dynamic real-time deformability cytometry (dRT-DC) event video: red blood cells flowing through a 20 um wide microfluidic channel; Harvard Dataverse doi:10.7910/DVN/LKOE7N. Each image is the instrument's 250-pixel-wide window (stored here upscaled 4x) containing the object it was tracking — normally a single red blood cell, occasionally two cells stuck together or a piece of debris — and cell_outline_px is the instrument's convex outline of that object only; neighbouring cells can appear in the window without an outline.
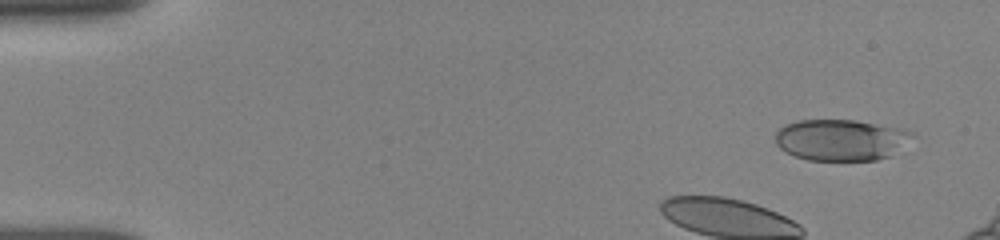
{"species": "human", "species_latin": "Homo sapiens", "temperature_condition": "room temperature", "stored_images_in_passage": 31, "camera_frame_rate_fps": 3000, "um_per_image_px": 0.085, "donor": {"sex": "female"}, "frame": {"image": 1, "passage_image": 1, "time_ms": 0.0, "image_size_px": [1000, 240], "cell_outline_px": [[916, 136], [888, 156], [876, 160], [808, 160], [796, 156], [780, 148], [776, 144], [776, 132], [784, 124], [796, 120], [856, 120], [908, 128]], "centroid_in_image_um": [71.51, 11.87], "position_along_channel_um": 13.5, "area_um2": 33.12}}
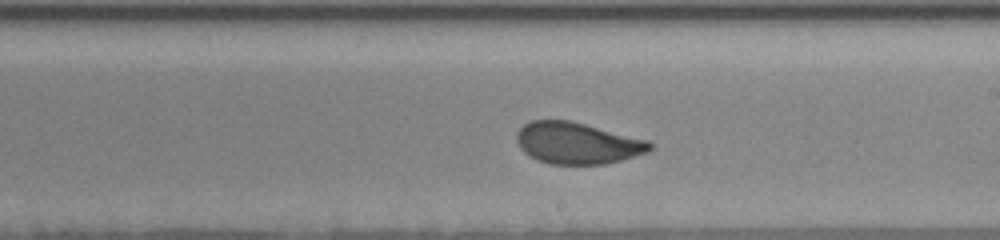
{"frame": {"image": 2, "passage_image": 19, "time_ms": 8.0, "image_size_px": [1000, 240], "cell_outline_px": [[652, 148], [648, 152], [620, 160], [604, 164], [552, 164], [536, 160], [524, 152], [520, 148], [516, 140], [516, 132], [524, 124], [532, 120], [568, 120], [648, 140], [652, 144]], "centroid_in_image_um": [49.03, 12.17], "position_along_channel_um": 240.0, "area_um2": 32.08}}
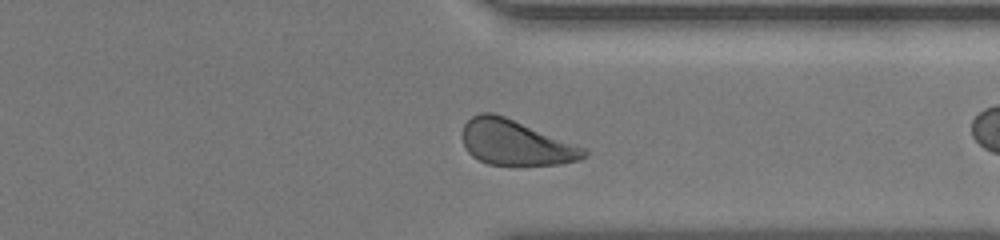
{"frame": {"image": 3, "passage_image": 27, "time_ms": 11.333, "image_size_px": [1000, 240], "cell_outline_px": [[588, 156], [580, 160], [560, 164], [488, 164], [472, 156], [464, 148], [460, 136], [460, 132], [464, 124], [472, 116], [480, 112], [492, 112], [504, 116], [584, 148], [588, 152]], "centroid_in_image_um": [43.76, 12.12], "position_along_channel_um": 367.6, "area_um2": 31.79}, "authors_computed_cell_mechanics": {"area_um2": 33.0616, "velocity_mm_per_s": 3.8176, "shape_relaxation_time_tau1_ms": 3.5842, "shape_relaxation_time_tau2_ms": 0.6257, "deformation_change_tau1": 0.0994, "deformation_change_tau2": 0.0549}}